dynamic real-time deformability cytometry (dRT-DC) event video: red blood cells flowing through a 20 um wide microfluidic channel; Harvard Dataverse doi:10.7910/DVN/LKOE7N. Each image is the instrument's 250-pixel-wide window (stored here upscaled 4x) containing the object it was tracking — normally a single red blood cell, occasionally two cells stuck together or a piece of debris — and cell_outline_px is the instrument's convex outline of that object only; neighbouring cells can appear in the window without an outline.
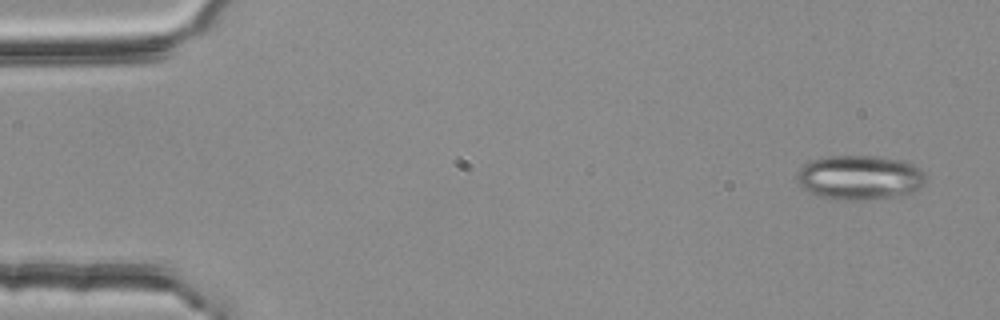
{"species": "common noctule bat (a hibernating species)", "species_latin": "Nyctalus noctula", "temperature_condition": "room temperature", "stored_images_in_passage": 3, "camera_frame_rate_fps": 3000, "um_per_image_px": 0.085, "animal": {"sex": "female", "body_mass_g": 25.1}, "frame": {"image": 1, "passage_image": 1, "time_ms": 0.0, "image_size_px": [1000, 320], "cell_outline_px": [[924, 184], [912, 192], [892, 196], [852, 200], [836, 200], [820, 196], [804, 188], [796, 180], [796, 172], [804, 164], [812, 160], [828, 156], [876, 156], [900, 160], [912, 164], [920, 168], [924, 172]], "centroid_in_image_um": [73.04, 15.07], "position_along_channel_um": 12.0, "area_um2": 33.0}}